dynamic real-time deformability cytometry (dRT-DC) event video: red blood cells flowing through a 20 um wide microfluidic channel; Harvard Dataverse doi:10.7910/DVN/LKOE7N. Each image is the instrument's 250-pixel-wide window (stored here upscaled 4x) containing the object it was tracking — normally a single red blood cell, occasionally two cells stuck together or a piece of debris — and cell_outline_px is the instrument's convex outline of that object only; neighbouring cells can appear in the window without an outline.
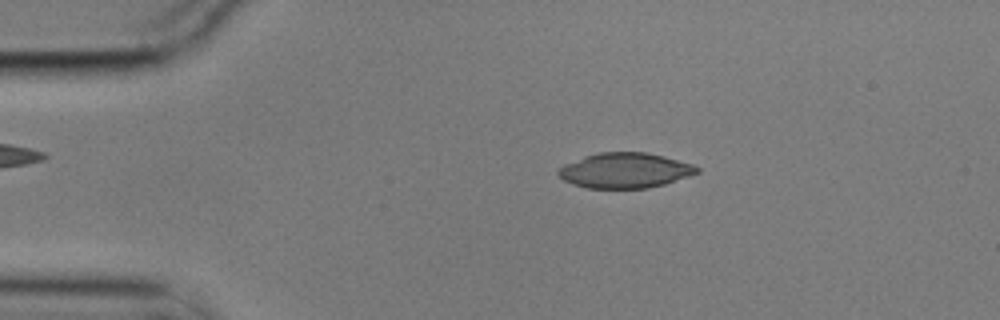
{"species": "common noctule bat (a hibernating species)", "species_latin": "Nyctalus noctula", "temperature_condition": "cold", "stored_images_in_passage": 6, "camera_frame_rate_fps": 3000, "um_per_image_px": 0.085, "animal": {"sex": "male", "body_mass_g": 17.9}, "frame": {"image": 1, "passage_image": 2, "time_ms": 0.333, "image_size_px": [1000, 320], "cell_outline_px": [[700, 172], [664, 184], [648, 188], [588, 188], [572, 184], [564, 180], [556, 172], [564, 164], [584, 156], [600, 152], [644, 152], [664, 156], [692, 164], [700, 168]], "centroid_in_image_um": [53.11, 14.48], "position_along_channel_um": 31.9, "area_um2": 28.32}}
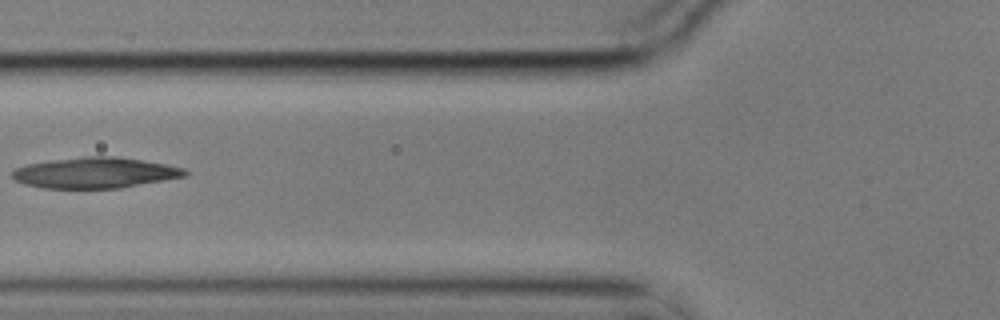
{"frame": {"image": 2, "passage_image": 5, "time_ms": 1.333, "image_size_px": [1000, 320], "cell_outline_px": [[188, 172], [184, 176], [120, 188], [44, 188], [24, 184], [16, 180], [12, 176], [12, 172], [16, 168], [28, 164], [52, 160], [84, 156], [116, 156], [164, 164], [184, 168]], "centroid_in_image_um": [8.05, 14.68], "position_along_channel_um": 117.7, "area_um2": 30.58}}
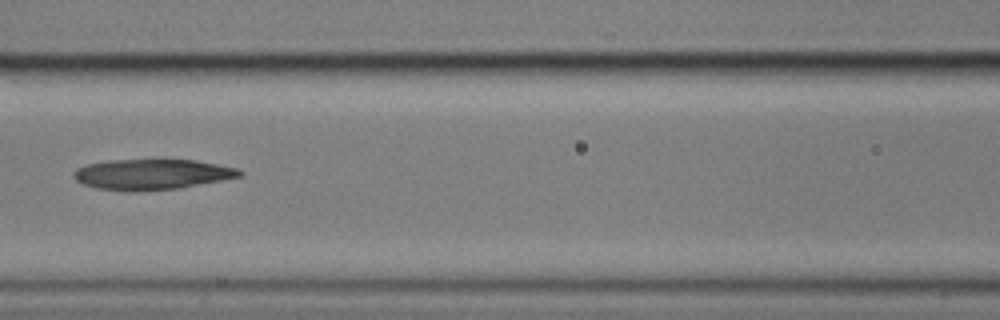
{"frame": {"image": 3, "passage_image": 6, "time_ms": 1.667, "image_size_px": [1000, 320], "cell_outline_px": [[244, 176], [180, 188], [136, 192], [124, 192], [96, 188], [84, 184], [76, 180], [72, 176], [72, 172], [76, 168], [88, 164], [108, 160], [160, 156], [196, 160], [236, 168], [244, 172]], "centroid_in_image_um": [12.91, 14.78], "position_along_channel_um": 153.7, "area_um2": 31.04}}